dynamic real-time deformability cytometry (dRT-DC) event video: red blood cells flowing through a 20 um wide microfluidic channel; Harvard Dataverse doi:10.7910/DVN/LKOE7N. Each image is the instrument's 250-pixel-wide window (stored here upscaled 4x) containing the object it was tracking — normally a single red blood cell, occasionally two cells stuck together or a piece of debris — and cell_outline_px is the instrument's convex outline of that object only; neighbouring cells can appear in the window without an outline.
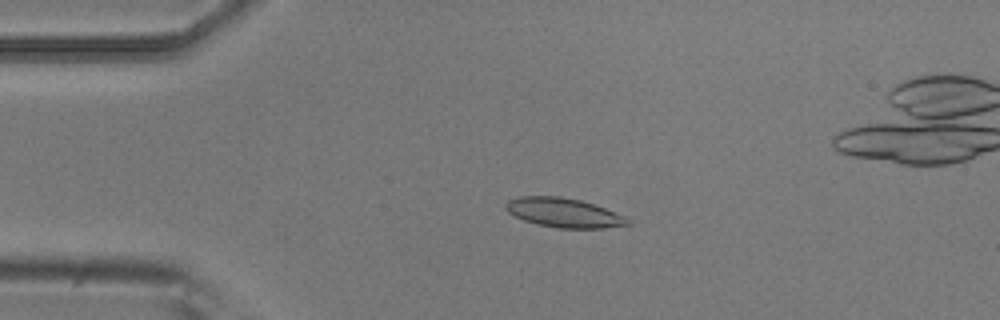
{"species": "common noctule bat (a hibernating species)", "species_latin": "Nyctalus noctula", "temperature_condition": "room temperature", "stored_images_in_passage": 6, "camera_frame_rate_fps": 3000, "um_per_image_px": 0.085, "animal": {"sex": "male", "body_mass_g": 20.5, "forearm_length_mm": 52.5}, "frame": {"image": 1, "passage_image": 4, "time_ms": 1.0, "image_size_px": [1000, 320], "cell_outline_px": [[632, 224], [604, 228], [560, 228], [536, 224], [524, 220], [508, 212], [504, 208], [504, 204], [508, 200], [520, 196], [560, 196], [580, 200], [604, 208], [624, 216], [632, 220]], "centroid_in_image_um": [47.91, 18.08], "position_along_channel_um": 37.1, "area_um2": 20.81}}